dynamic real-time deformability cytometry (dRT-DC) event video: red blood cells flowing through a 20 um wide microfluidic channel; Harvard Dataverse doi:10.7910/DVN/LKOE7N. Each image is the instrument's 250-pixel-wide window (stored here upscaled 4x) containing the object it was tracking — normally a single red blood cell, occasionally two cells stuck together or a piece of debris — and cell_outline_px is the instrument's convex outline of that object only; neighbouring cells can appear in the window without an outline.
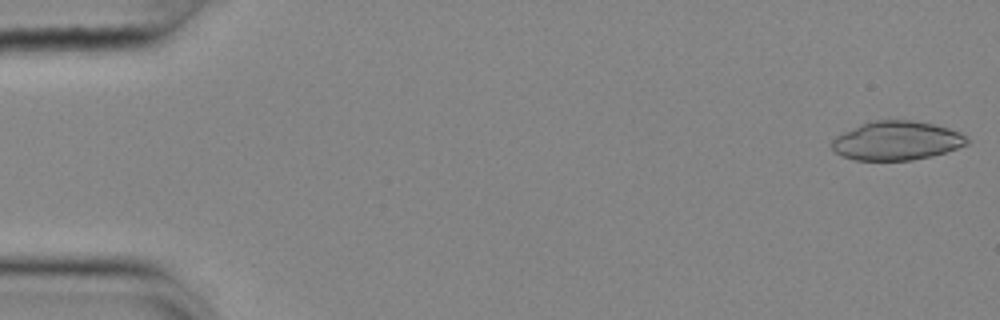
{"species": "common noctule bat (a hibernating species)", "species_latin": "Nyctalus noctula", "temperature_condition": "cold", "stored_images_in_passage": 54, "camera_frame_rate_fps": 3000, "um_per_image_px": 0.085, "animal": {"sex": "female", "body_mass_g": 25.1}, "frame": {"image": 1, "passage_image": 1, "time_ms": 0.0, "image_size_px": [1000, 320], "cell_outline_px": [[968, 144], [932, 156], [912, 160], [856, 160], [840, 156], [832, 148], [832, 140], [836, 136], [860, 124], [876, 120], [912, 120], [932, 124], [948, 128], [960, 132], [968, 136]], "centroid_in_image_um": [76.22, 11.96], "position_along_channel_um": 8.8, "area_um2": 30.58}}
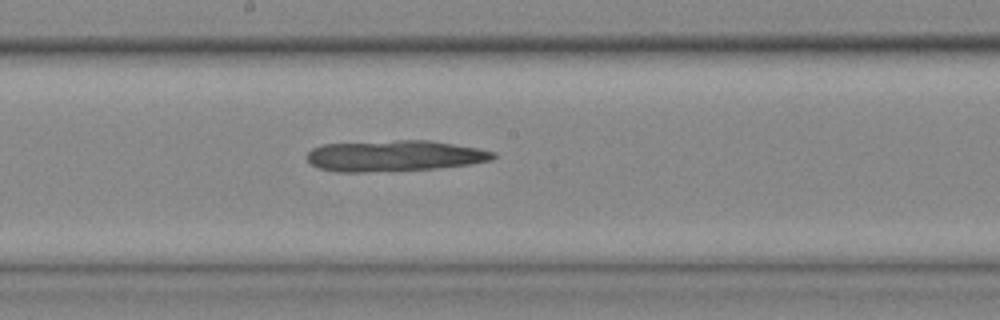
{"frame": {"image": 2, "passage_image": 29, "time_ms": 9.333, "image_size_px": [1000, 320], "cell_outline_px": [[496, 156], [492, 160], [468, 164], [436, 168], [364, 172], [336, 172], [320, 168], [312, 164], [308, 160], [308, 152], [312, 148], [324, 144], [396, 140], [428, 140], [476, 148], [496, 152]], "centroid_in_image_um": [33.51, 13.24], "position_along_channel_um": 214.7, "area_um2": 33.35}}
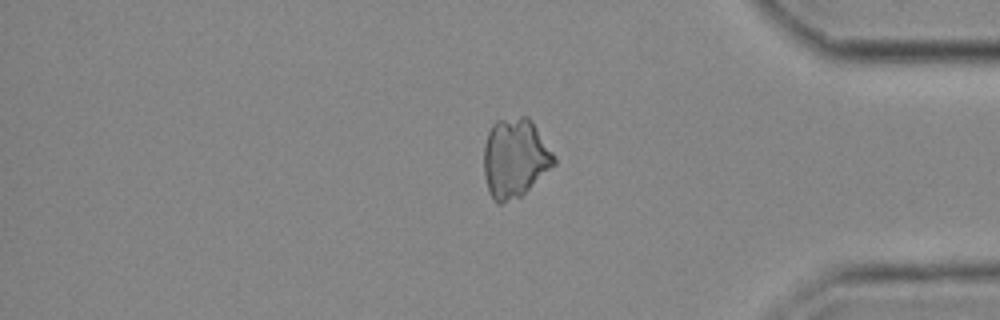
{"frame": {"image": 3, "passage_image": 45, "time_ms": 14.667, "image_size_px": [1000, 320], "cell_outline_px": [[556, 164], [520, 196], [504, 204], [500, 204], [492, 200], [484, 176], [484, 144], [488, 132], [492, 124], [496, 120], [520, 116], [528, 116], [532, 120], [556, 156]], "centroid_in_image_um": [43.77, 13.42], "position_along_channel_um": 391.4, "area_um2": 32.66}}